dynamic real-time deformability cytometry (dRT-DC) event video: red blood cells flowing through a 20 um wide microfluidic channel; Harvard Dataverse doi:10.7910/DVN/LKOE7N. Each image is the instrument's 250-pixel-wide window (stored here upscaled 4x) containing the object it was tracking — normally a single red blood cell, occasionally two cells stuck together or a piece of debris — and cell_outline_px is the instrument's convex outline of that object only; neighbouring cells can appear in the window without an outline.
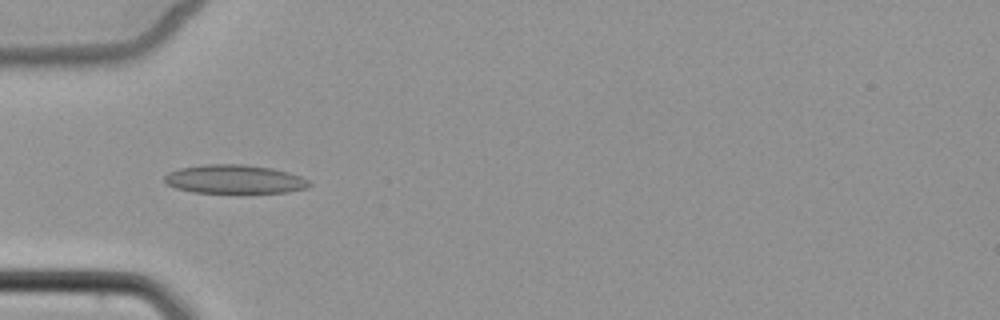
{"species": "common noctule bat (a hibernating species)", "species_latin": "Nyctalus noctula", "temperature_condition": "cold", "stored_images_in_passage": 7, "camera_frame_rate_fps": 3000, "um_per_image_px": 0.085, "animal": {"sex": "female", "body_mass_g": 22.7, "forearm_length_mm": 54.2}, "frame": {"image": 1, "passage_image": 5, "time_ms": 4.667, "image_size_px": [1000, 320], "cell_outline_px": [[312, 184], [308, 188], [288, 192], [192, 192], [176, 188], [168, 184], [164, 180], [164, 176], [168, 172], [180, 168], [204, 164], [240, 164], [272, 168], [288, 172], [300, 176], [308, 180]], "centroid_in_image_um": [19.94, 15.23], "position_along_channel_um": 65.1, "area_um2": 24.1}}
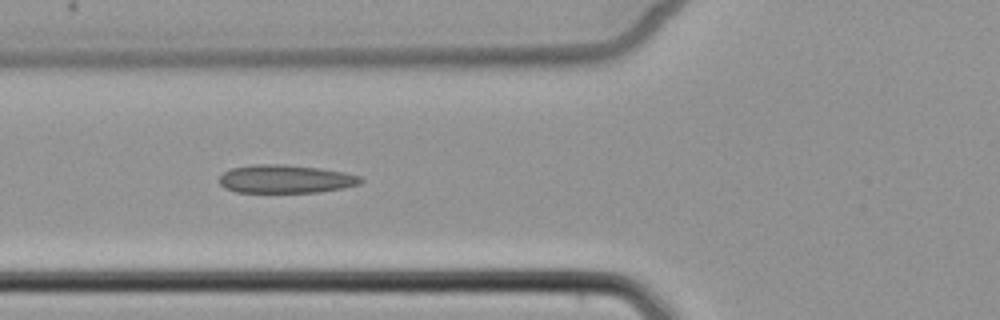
{"frame": {"image": 2, "passage_image": 6, "time_ms": 5.667, "image_size_px": [1000, 320], "cell_outline_px": [[364, 180], [360, 184], [344, 188], [320, 192], [236, 192], [224, 188], [220, 184], [220, 176], [224, 172], [232, 168], [252, 164], [284, 164], [320, 168], [344, 172], [360, 176]], "centroid_in_image_um": [24.29, 15.21], "position_along_channel_um": 101.5, "area_um2": 23.41}}
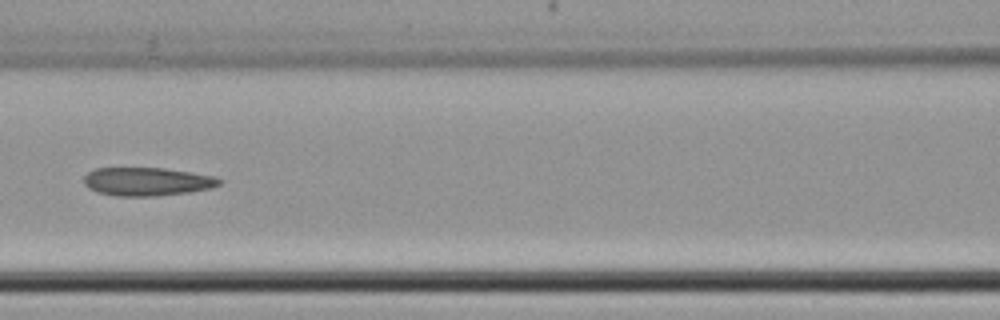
{"frame": {"image": 3, "passage_image": 7, "time_ms": 7.0, "image_size_px": [1000, 320], "cell_outline_px": [[224, 180], [220, 184], [212, 188], [188, 192], [156, 196], [116, 196], [96, 192], [88, 188], [84, 184], [84, 176], [88, 172], [96, 168], [164, 168], [216, 176]], "centroid_in_image_um": [12.51, 15.43], "position_along_channel_um": 154.1, "area_um2": 22.54}}